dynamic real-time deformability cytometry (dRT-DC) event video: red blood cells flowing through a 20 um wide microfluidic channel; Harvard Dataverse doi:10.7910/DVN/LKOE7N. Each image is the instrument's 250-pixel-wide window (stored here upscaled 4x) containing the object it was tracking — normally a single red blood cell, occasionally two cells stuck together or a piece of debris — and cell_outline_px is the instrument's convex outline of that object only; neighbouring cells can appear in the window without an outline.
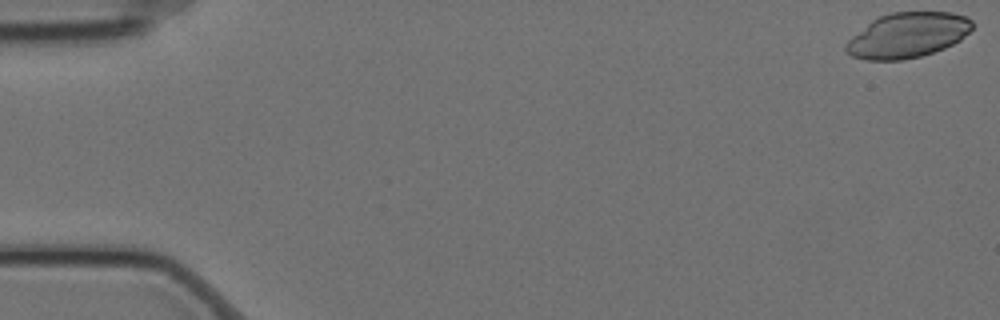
{"species": "Egyptian fruit bat (a non-hibernating species)", "species_latin": "Rousettus aegyptiacus", "temperature_condition": "cold", "stored_images_in_passage": 6, "camera_frame_rate_fps": 3000, "um_per_image_px": 0.085, "animal": {"sex": "female"}, "frame": {"image": 1, "passage_image": 1, "time_ms": 0.0, "image_size_px": [1000, 320], "cell_outline_px": [[972, 28], [960, 40], [944, 48], [920, 56], [904, 60], [864, 60], [852, 56], [844, 48], [844, 44], [852, 36], [872, 20], [880, 16], [892, 12], [952, 12], [964, 16], [972, 20]], "centroid_in_image_um": [77.12, 3.0], "position_along_channel_um": 7.9, "area_um2": 33.06}}